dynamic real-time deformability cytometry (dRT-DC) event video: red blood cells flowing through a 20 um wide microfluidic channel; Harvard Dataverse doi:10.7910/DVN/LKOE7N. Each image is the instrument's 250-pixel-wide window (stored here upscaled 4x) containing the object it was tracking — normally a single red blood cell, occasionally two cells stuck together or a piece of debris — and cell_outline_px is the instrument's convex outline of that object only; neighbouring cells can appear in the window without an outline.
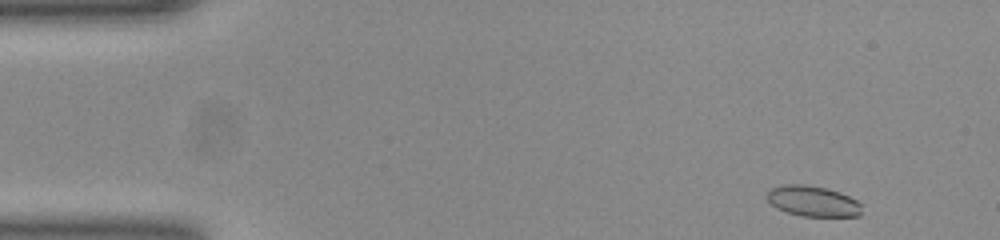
{"species": "common noctule bat (a hibernating species)", "species_latin": "Nyctalus noctula", "temperature_condition": "room temperature", "stored_images_in_passage": 49, "camera_frame_rate_fps": 3000, "um_per_image_px": 0.085, "animal": {"sex": "female", "body_mass_g": 23.0, "forearm_length_mm": 53.4}, "frame": {"image": 1, "passage_image": 1, "time_ms": 0.0, "image_size_px": [1000, 240], "cell_outline_px": [[860, 216], [800, 216], [776, 208], [768, 200], [768, 188], [780, 184], [804, 184], [824, 188], [840, 192], [856, 200], [860, 204]], "centroid_in_image_um": [69.05, 17.09], "position_along_channel_um": 16.0, "area_um2": 16.82}}
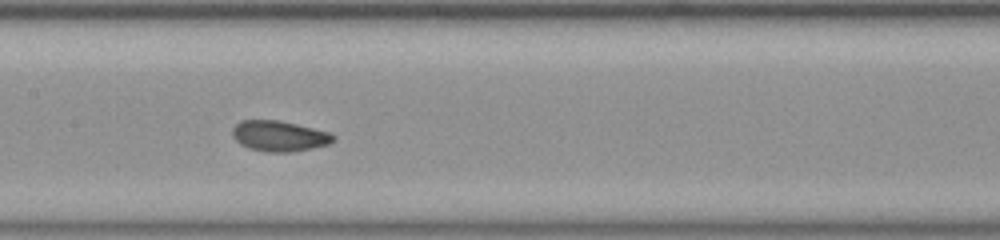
{"frame": {"image": 2, "passage_image": 22, "time_ms": 7.0, "image_size_px": [1000, 240], "cell_outline_px": [[336, 140], [328, 144], [312, 148], [288, 152], [268, 152], [248, 148], [240, 144], [232, 136], [232, 128], [240, 120], [280, 120], [328, 132], [336, 136]], "centroid_in_image_um": [23.71, 11.56], "position_along_channel_um": 183.7, "area_um2": 17.98}}
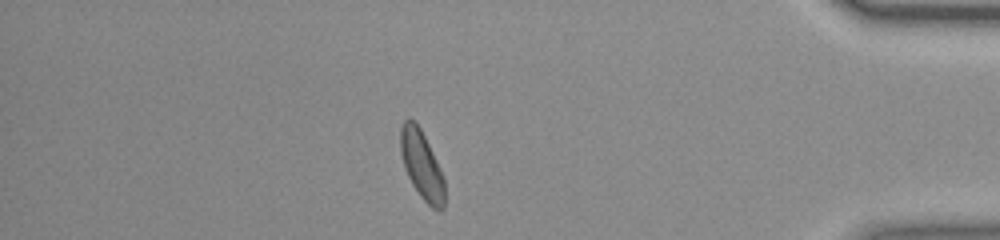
{"frame": {"image": 3, "passage_image": 42, "time_ms": 13.667, "image_size_px": [1000, 240], "cell_outline_px": [[444, 208], [432, 208], [420, 196], [412, 184], [404, 168], [400, 152], [400, 128], [404, 120], [408, 116], [420, 128], [444, 176]], "centroid_in_image_um": [35.82, 14.0], "position_along_channel_um": 399.4, "area_um2": 17.4}, "authors_computed_cell_mechanics": {"area_um2": 17.6868, "velocity_mm_per_s": 3.8573, "shape_relaxation_time_tau1_ms": 3.6007, "shape_relaxation_time_tau2_ms": 1.7207, "deformation_change_tau1": 0.0804, "deformation_change_tau2": 0.0641}}